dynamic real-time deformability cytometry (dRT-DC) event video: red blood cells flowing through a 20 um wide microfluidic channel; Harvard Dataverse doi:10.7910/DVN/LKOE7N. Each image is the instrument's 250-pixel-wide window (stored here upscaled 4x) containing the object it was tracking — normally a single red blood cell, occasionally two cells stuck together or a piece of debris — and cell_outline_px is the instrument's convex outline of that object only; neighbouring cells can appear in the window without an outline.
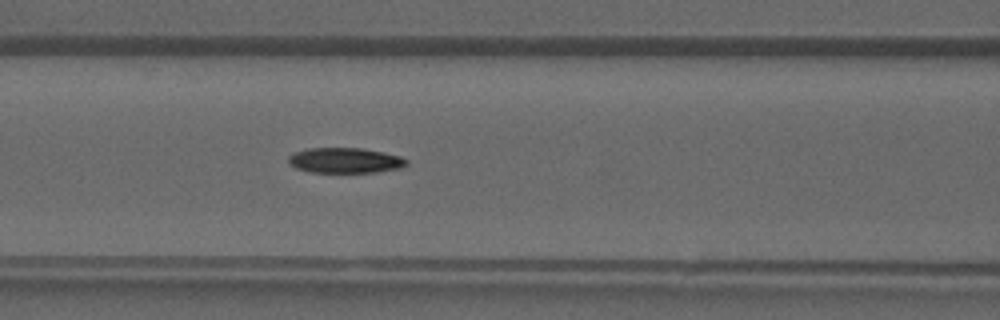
{"species": "common noctule bat (a hibernating species)", "species_latin": "Nyctalus noctula", "temperature_condition": "warm", "stored_images_in_passage": 39, "camera_frame_rate_fps": 3000, "um_per_image_px": 0.085, "animal": {"sex": "male", "forearm_length_mm": 52.5}, "frame": {"image": 1, "passage_image": 16, "time_ms": 5.0, "image_size_px": [1000, 320], "cell_outline_px": [[408, 164], [400, 168], [376, 172], [312, 172], [296, 168], [288, 164], [288, 156], [292, 152], [308, 148], [364, 148], [384, 152], [400, 156], [408, 160]], "centroid_in_image_um": [29.31, 13.62], "position_along_channel_um": 137.3, "area_um2": 17.57}}
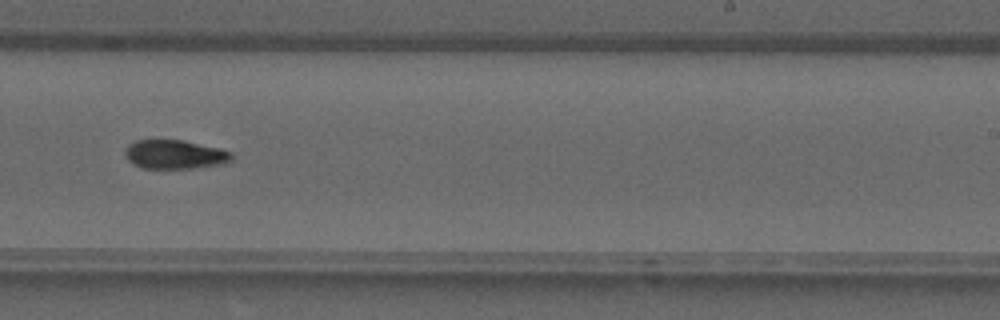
{"frame": {"image": 2, "passage_image": 24, "time_ms": 7.667, "image_size_px": [1000, 320], "cell_outline_px": [[232, 160], [224, 164], [196, 168], [144, 168], [132, 164], [128, 160], [124, 152], [124, 148], [128, 144], [136, 140], [184, 140], [220, 148], [232, 152]], "centroid_in_image_um": [14.86, 13.12], "position_along_channel_um": 274.1, "area_um2": 18.21}}
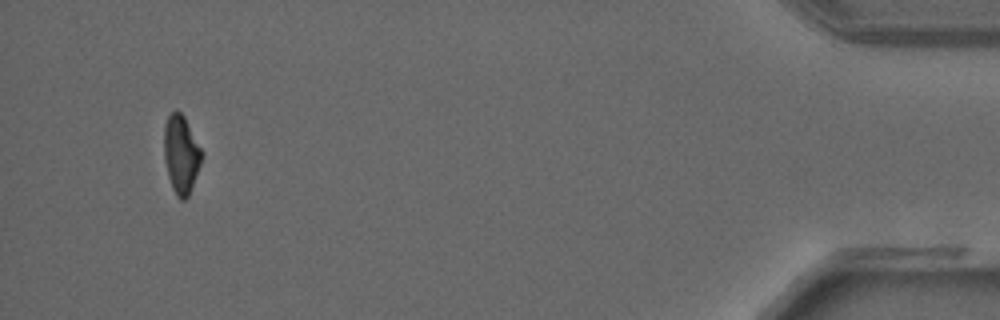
{"frame": {"image": 3, "passage_image": 37, "time_ms": 12.0, "image_size_px": [1000, 320], "cell_outline_px": [[204, 152], [200, 164], [188, 196], [184, 200], [180, 200], [176, 196], [172, 188], [168, 176], [164, 160], [164, 124], [168, 116], [176, 108], [184, 116]], "centroid_in_image_um": [15.39, 13.09], "position_along_channel_um": 419.8, "area_um2": 17.28}}